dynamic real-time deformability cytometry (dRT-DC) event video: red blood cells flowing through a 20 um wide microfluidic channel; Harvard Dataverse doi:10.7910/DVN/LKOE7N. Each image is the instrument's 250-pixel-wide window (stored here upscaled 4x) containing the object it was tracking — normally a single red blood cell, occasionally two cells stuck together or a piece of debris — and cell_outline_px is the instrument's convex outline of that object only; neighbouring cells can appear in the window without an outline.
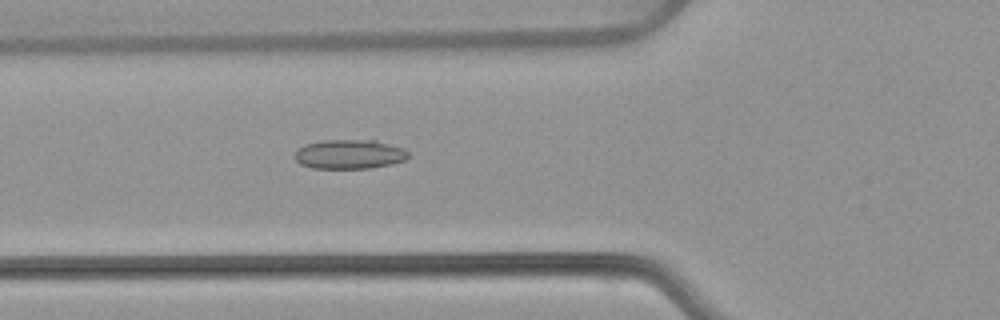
{"species": "common noctule bat (a hibernating species)", "species_latin": "Nyctalus noctula", "temperature_condition": "warm", "stored_images_in_passage": 49, "camera_frame_rate_fps": 3000, "um_per_image_px": 0.085, "animal": {"sex": "female", "body_mass_g": 22.7, "forearm_length_mm": 54.2}, "frame": {"image": 1, "passage_image": 15, "time_ms": 4.667, "image_size_px": [1000, 320], "cell_outline_px": [[408, 156], [404, 160], [392, 164], [368, 168], [312, 168], [300, 164], [296, 160], [296, 152], [304, 144], [324, 140], [376, 140], [404, 148], [408, 152]], "centroid_in_image_um": [29.71, 13.1], "position_along_channel_um": 96.1, "area_um2": 19.31}}
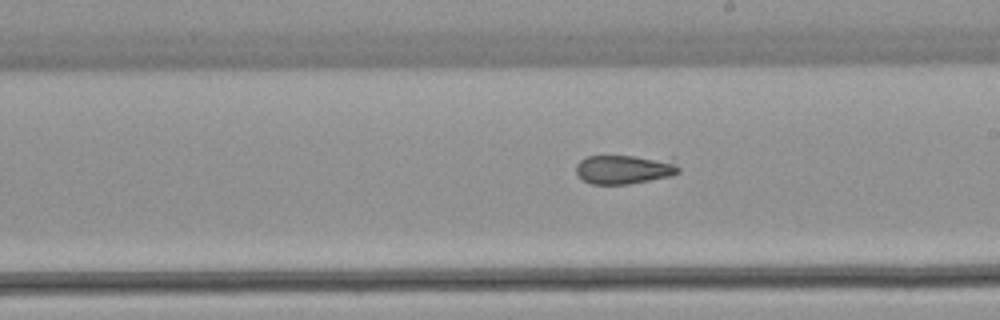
{"frame": {"image": 2, "passage_image": 26, "time_ms": 8.333, "image_size_px": [1000, 320], "cell_outline_px": [[680, 172], [672, 176], [628, 184], [592, 184], [584, 180], [576, 172], [576, 164], [580, 160], [588, 156], [676, 156], [680, 168]], "centroid_in_image_um": [53.23, 14.35], "position_along_channel_um": 235.8, "area_um2": 18.15}}
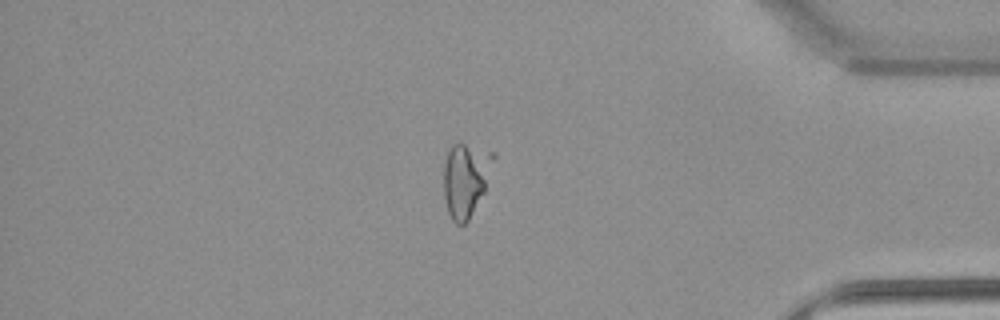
{"frame": {"image": 3, "passage_image": 41, "time_ms": 13.333, "image_size_px": [1000, 320], "cell_outline_px": [[484, 192], [468, 220], [464, 224], [456, 224], [452, 220], [448, 212], [444, 200], [444, 164], [448, 152], [452, 144], [456, 140], [464, 144], [480, 156], [484, 180]], "centroid_in_image_um": [39.31, 15.48], "position_along_channel_um": 395.9, "area_um2": 18.44}}